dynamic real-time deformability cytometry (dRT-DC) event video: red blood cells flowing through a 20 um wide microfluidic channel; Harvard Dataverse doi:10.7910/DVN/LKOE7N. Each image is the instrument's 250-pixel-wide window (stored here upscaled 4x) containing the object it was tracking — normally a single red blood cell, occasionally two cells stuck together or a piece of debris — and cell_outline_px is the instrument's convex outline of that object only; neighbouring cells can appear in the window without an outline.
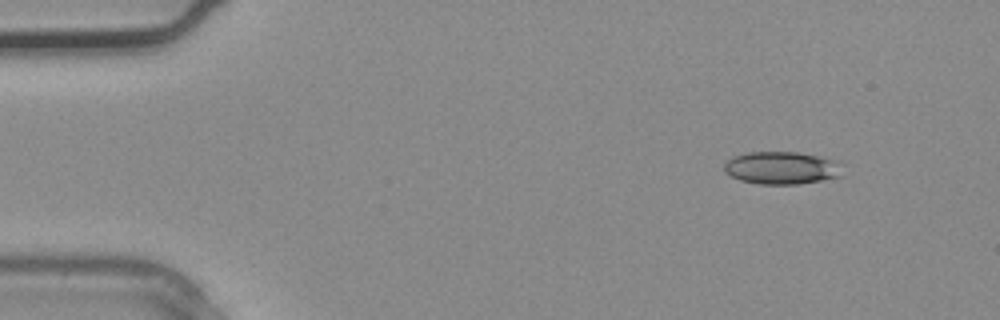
{"species": "common noctule bat (a hibernating species)", "species_latin": "Nyctalus noctula", "temperature_condition": "warm", "stored_images_in_passage": 2, "camera_frame_rate_fps": 3000, "um_per_image_px": 0.085, "animal": {"sex": "male", "body_mass_g": 20.4}, "frame": {"image": 1, "passage_image": 1, "time_ms": 0.0, "image_size_px": [1000, 320], "cell_outline_px": [[844, 176], [800, 184], [760, 184], [740, 180], [724, 172], [724, 164], [732, 156], [748, 152], [796, 152], [840, 160], [844, 164]], "centroid_in_image_um": [66.53, 14.27], "position_along_channel_um": 18.5, "area_um2": 23.0}}